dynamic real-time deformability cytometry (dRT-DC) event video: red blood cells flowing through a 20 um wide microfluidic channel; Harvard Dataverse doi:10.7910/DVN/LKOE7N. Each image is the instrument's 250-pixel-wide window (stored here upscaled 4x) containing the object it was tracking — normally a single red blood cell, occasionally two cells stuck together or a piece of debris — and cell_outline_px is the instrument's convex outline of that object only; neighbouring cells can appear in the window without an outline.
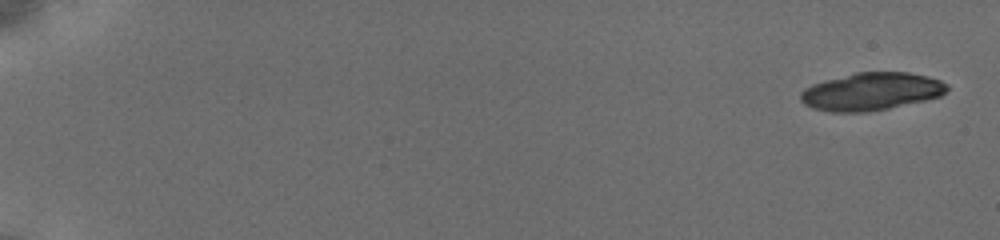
{"species": "common noctule bat (a hibernating species)", "species_latin": "Nyctalus noctula", "temperature_condition": "cold", "stored_images_in_passage": 16, "camera_frame_rate_fps": 3000, "um_per_image_px": 0.085, "animal": {"sex": "female", "body_mass_g": 19.5, "forearm_length_mm": 54.1}, "frame": {"image": 1, "passage_image": 1, "time_ms": 0.0, "image_size_px": [1000, 240], "cell_outline_px": [[948, 88], [940, 96], [924, 100], [888, 108], [868, 112], [832, 112], [812, 108], [804, 104], [800, 100], [800, 92], [804, 88], [812, 84], [824, 80], [856, 72], [908, 72], [928, 76], [940, 80], [948, 84]], "centroid_in_image_um": [74.03, 7.77], "position_along_channel_um": 11.0, "area_um2": 32.19}}